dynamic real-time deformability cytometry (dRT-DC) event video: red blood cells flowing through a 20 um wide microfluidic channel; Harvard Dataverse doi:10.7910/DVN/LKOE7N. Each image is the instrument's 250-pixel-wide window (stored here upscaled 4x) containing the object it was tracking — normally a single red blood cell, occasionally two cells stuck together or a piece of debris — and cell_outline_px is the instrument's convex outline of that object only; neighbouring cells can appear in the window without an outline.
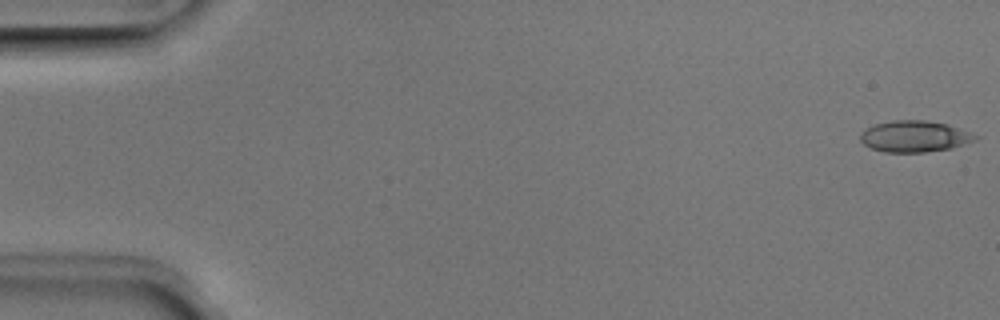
{"species": "Egyptian fruit bat (a non-hibernating species)", "species_latin": "Rousettus aegyptiacus", "temperature_condition": "room temperature", "stored_images_in_passage": 51, "camera_frame_rate_fps": 3000, "um_per_image_px": 0.085, "animal": {"sex": "male"}, "frame": {"image": 1, "passage_image": 1, "time_ms": 0.0, "image_size_px": [1000, 320], "cell_outline_px": [[980, 136], [976, 140], [952, 148], [924, 152], [884, 152], [872, 148], [864, 144], [860, 140], [860, 132], [872, 124], [892, 120], [924, 120], [948, 124]], "centroid_in_image_um": [77.72, 11.58], "position_along_channel_um": 7.3, "area_um2": 21.1}}
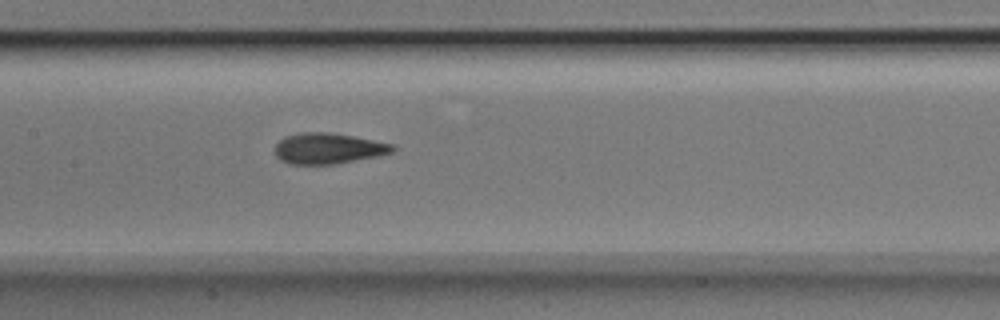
{"frame": {"image": 2, "passage_image": 25, "time_ms": 8.0, "image_size_px": [1000, 320], "cell_outline_px": [[396, 148], [392, 152], [380, 156], [336, 164], [292, 164], [280, 160], [276, 156], [276, 144], [284, 136], [300, 132], [332, 132], [392, 144]], "centroid_in_image_um": [27.89, 12.62], "position_along_channel_um": 179.5, "area_um2": 21.15}}
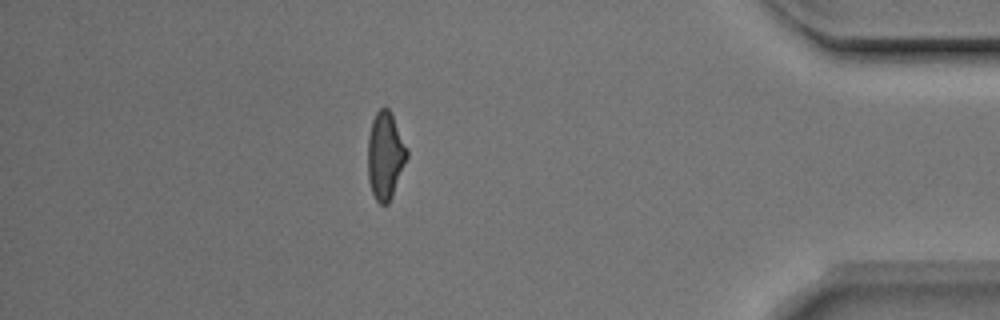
{"frame": {"image": 3, "passage_image": 45, "time_ms": 14.667, "image_size_px": [1000, 320], "cell_outline_px": [[408, 156], [392, 196], [388, 204], [380, 204], [376, 200], [372, 192], [368, 180], [368, 136], [372, 120], [376, 112], [380, 108], [388, 108], [408, 148]], "centroid_in_image_um": [32.74, 13.23], "position_along_channel_um": 402.5, "area_um2": 19.83}, "authors_computed_cell_mechanics": {"area_um2": 20.9814, "velocity_mm_per_s": 3.9595, "shape_relaxation_time_tau1_ms": 3.3636, "shape_relaxation_time_tau2_ms": 1.7038, "deformation_change_tau1": 0.141, "deformation_change_tau2": 0.085}}